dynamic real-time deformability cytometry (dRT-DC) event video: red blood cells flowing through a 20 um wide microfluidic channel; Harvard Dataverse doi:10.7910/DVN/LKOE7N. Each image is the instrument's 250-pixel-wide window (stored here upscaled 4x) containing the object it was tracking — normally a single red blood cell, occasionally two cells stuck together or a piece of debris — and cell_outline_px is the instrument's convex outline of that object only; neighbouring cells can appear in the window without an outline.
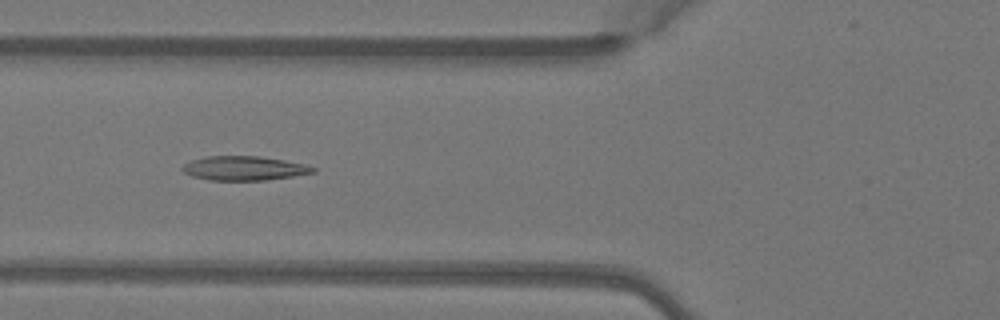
{"species": "Egyptian fruit bat (a non-hibernating species)", "species_latin": "Rousettus aegyptiacus", "temperature_condition": "warm", "stored_images_in_passage": 6, "camera_frame_rate_fps": 3000, "um_per_image_px": 0.085, "animal": {"sex": "female"}, "frame": {"image": 1, "passage_image": 5, "time_ms": 1.333, "image_size_px": [1000, 320], "cell_outline_px": [[316, 172], [292, 176], [264, 180], [208, 180], [192, 176], [184, 172], [180, 168], [184, 164], [192, 160], [208, 156], [260, 156], [284, 160], [304, 164], [316, 168]], "centroid_in_image_um": [20.73, 14.3], "position_along_channel_um": 105.1, "area_um2": 18.32}}
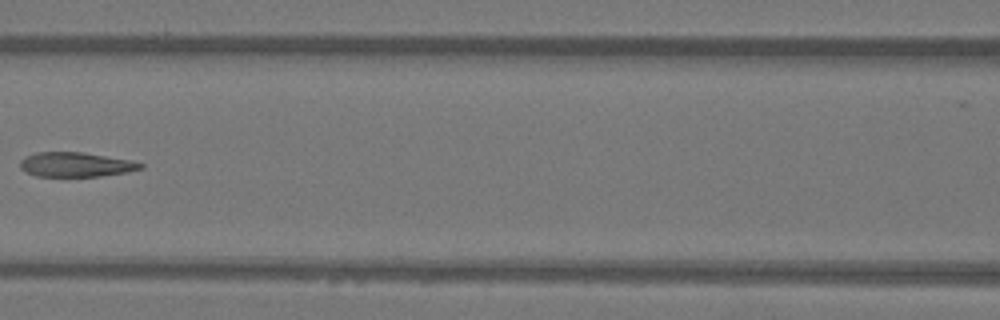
{"frame": {"image": 2, "passage_image": 6, "time_ms": 1.667, "image_size_px": [1000, 320], "cell_outline_px": [[144, 168], [128, 172], [100, 176], [36, 176], [20, 168], [20, 160], [24, 156], [36, 152], [80, 152], [132, 160], [144, 164]], "centroid_in_image_um": [6.45, 13.98], "position_along_channel_um": 160.1, "area_um2": 17.22}}